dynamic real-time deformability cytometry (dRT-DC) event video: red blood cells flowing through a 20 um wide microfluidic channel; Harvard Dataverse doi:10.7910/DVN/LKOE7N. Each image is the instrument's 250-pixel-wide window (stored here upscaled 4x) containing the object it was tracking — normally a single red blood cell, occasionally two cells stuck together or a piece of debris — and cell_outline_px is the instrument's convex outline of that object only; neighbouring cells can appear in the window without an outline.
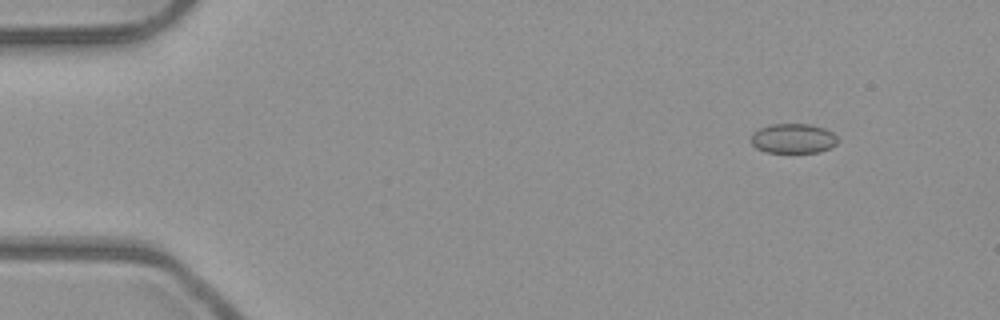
{"species": "common noctule bat (a hibernating species)", "species_latin": "Nyctalus noctula", "temperature_condition": "room temperature", "stored_images_in_passage": 6, "camera_frame_rate_fps": 3000, "um_per_image_px": 0.085, "animal": {"sex": "male", "body_mass_g": 23.1, "forearm_length_mm": 52.7}, "frame": {"image": 1, "passage_image": 2, "time_ms": 0.333, "image_size_px": [1000, 320], "cell_outline_px": [[840, 140], [832, 148], [820, 152], [768, 152], [756, 148], [752, 144], [752, 132], [760, 128], [772, 124], [808, 124], [824, 128], [832, 132]], "centroid_in_image_um": [67.46, 11.77], "position_along_channel_um": 17.5, "area_um2": 15.03}}
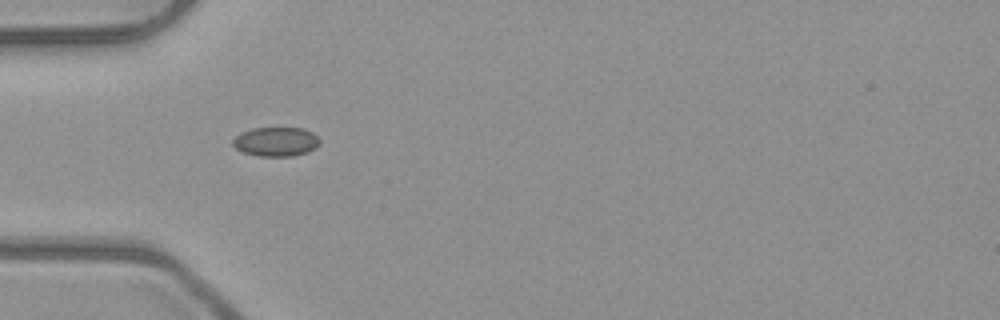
{"frame": {"image": 2, "passage_image": 5, "time_ms": 1.333, "image_size_px": [1000, 320], "cell_outline_px": [[320, 144], [316, 148], [308, 152], [292, 156], [260, 156], [244, 152], [236, 148], [232, 144], [232, 140], [240, 132], [252, 128], [304, 128], [312, 132], [320, 140]], "centroid_in_image_um": [23.47, 12.04], "position_along_channel_um": 61.5, "area_um2": 14.85}}
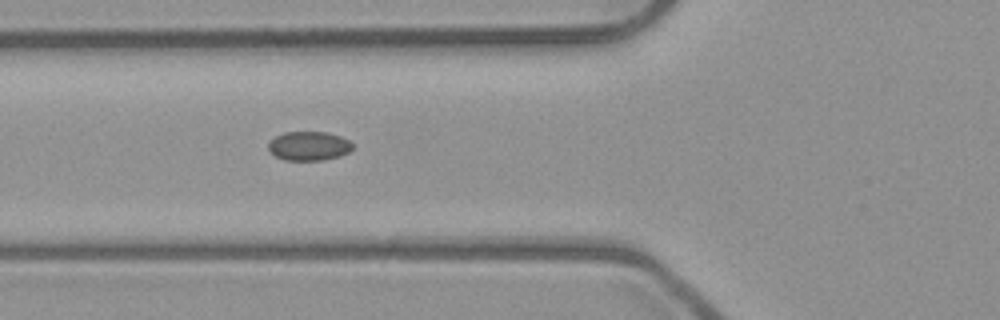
{"frame": {"image": 3, "passage_image": 6, "time_ms": 1.667, "image_size_px": [1000, 320], "cell_outline_px": [[352, 148], [348, 152], [340, 156], [324, 160], [284, 160], [276, 156], [268, 148], [268, 144], [276, 136], [284, 132], [324, 132], [340, 136], [348, 140], [352, 144]], "centroid_in_image_um": [26.26, 12.41], "position_along_channel_um": 99.5, "area_um2": 14.1}}